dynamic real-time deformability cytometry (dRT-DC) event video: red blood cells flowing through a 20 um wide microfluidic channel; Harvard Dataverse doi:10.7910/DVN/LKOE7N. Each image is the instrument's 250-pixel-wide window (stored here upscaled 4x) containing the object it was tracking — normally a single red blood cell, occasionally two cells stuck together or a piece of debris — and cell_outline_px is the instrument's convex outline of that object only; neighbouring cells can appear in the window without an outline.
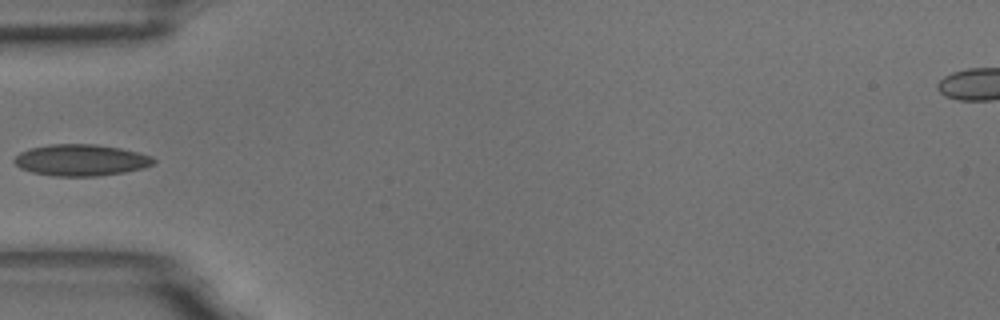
{"species": "common noctule bat (a hibernating species)", "species_latin": "Nyctalus noctula", "temperature_condition": "room temperature", "stored_images_in_passage": 6, "camera_frame_rate_fps": 3000, "um_per_image_px": 0.085, "animal": {"sex": "male", "body_mass_g": 18.8}, "frame": {"image": 1, "passage_image": 5, "time_ms": 1.333, "image_size_px": [1000, 320], "cell_outline_px": [[156, 160], [152, 164], [144, 168], [124, 172], [96, 176], [52, 176], [32, 172], [20, 168], [12, 160], [20, 152], [32, 148], [52, 144], [92, 144], [120, 148], [152, 156]], "centroid_in_image_um": [6.87, 13.61], "position_along_channel_um": 78.1, "area_um2": 25.37}}